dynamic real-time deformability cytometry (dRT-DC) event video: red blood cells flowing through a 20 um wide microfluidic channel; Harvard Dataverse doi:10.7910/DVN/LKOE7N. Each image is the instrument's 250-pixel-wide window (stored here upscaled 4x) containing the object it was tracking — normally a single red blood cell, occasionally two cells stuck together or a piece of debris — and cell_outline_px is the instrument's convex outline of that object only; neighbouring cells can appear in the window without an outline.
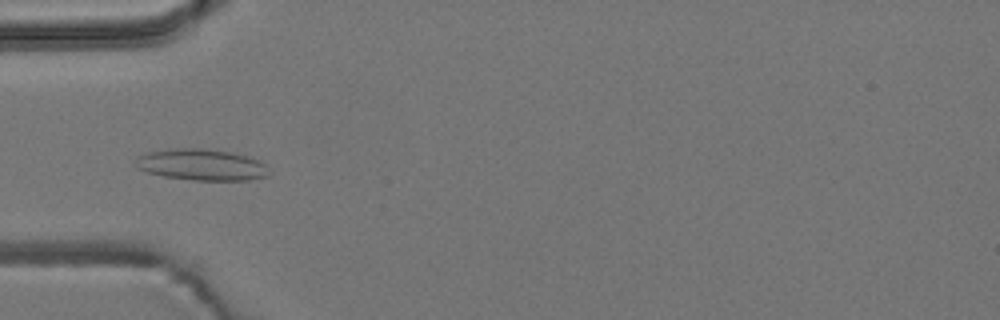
{"species": "common noctule bat (a hibernating species)", "species_latin": "Nyctalus noctula", "temperature_condition": "room temperature", "stored_images_in_passage": 18, "camera_frame_rate_fps": 3000, "um_per_image_px": 0.085, "animal": {"sex": "male", "body_mass_g": 19.2, "forearm_length_mm": 51.8}, "frame": {"image": 1, "passage_image": 1, "time_ms": 0.0, "image_size_px": [1000, 320], "cell_outline_px": [[268, 176], [248, 180], [192, 180], [164, 176], [148, 172], [136, 168], [132, 164], [132, 160], [136, 156], [148, 152], [172, 148], [200, 148], [232, 152], [248, 156], [264, 164]], "centroid_in_image_um": [17.03, 13.99], "position_along_channel_um": 68.0, "area_um2": 24.45}}